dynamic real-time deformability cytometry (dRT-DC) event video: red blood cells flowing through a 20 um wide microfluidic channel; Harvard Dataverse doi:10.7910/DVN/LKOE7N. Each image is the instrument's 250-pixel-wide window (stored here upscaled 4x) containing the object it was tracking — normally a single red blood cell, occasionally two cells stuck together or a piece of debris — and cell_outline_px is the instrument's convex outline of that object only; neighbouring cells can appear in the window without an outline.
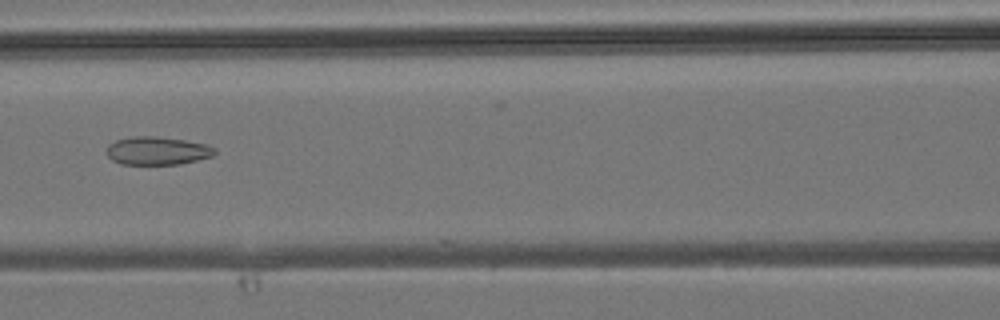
{"species": "common noctule bat (a hibernating species)", "species_latin": "Nyctalus noctula", "temperature_condition": "room temperature", "stored_images_in_passage": 43, "camera_frame_rate_fps": 3000, "um_per_image_px": 0.085, "animal": {"sex": "male", "body_mass_g": 19.2, "forearm_length_mm": 51.8}, "frame": {"image": 1, "passage_image": 19, "time_ms": 6.0, "image_size_px": [1000, 320], "cell_outline_px": [[216, 152], [212, 156], [180, 164], [120, 164], [112, 160], [108, 156], [108, 144], [116, 140], [132, 136], [156, 136], [184, 140], [208, 144], [216, 148]], "centroid_in_image_um": [13.38, 12.81], "position_along_channel_um": 153.2, "area_um2": 17.74}}
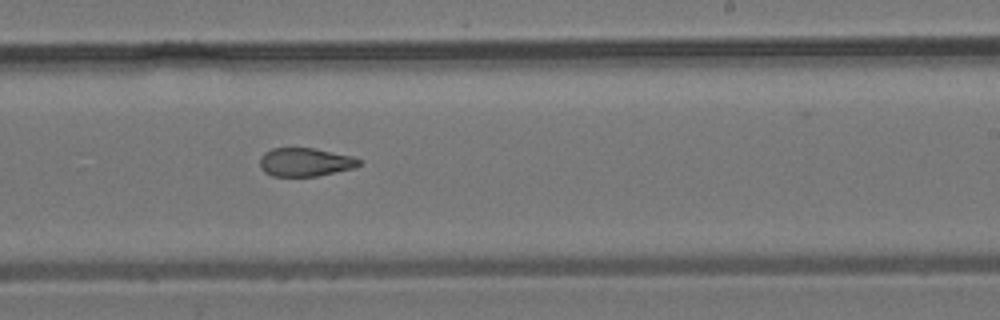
{"frame": {"image": 2, "passage_image": 26, "time_ms": 8.333, "image_size_px": [1000, 320], "cell_outline_px": [[360, 164], [356, 168], [316, 176], [272, 176], [264, 172], [260, 168], [260, 156], [264, 152], [272, 148], [316, 148], [352, 156], [360, 160]], "centroid_in_image_um": [25.93, 13.78], "position_along_channel_um": 263.1, "area_um2": 16.59}}
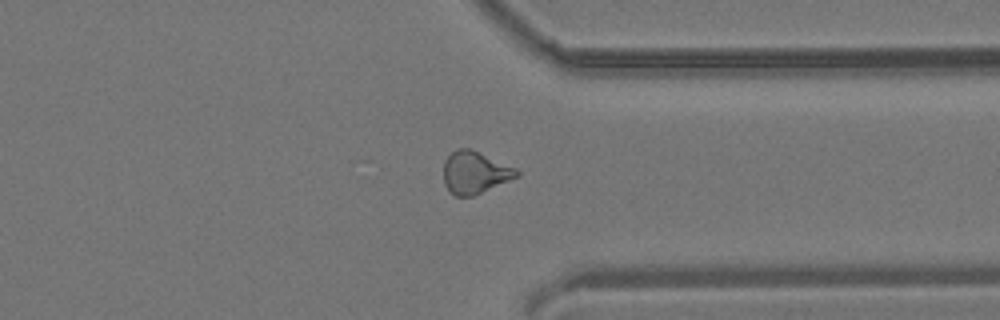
{"frame": {"image": 3, "passage_image": 33, "time_ms": 10.667, "image_size_px": [1000, 320], "cell_outline_px": [[520, 176], [472, 196], [456, 196], [448, 192], [444, 184], [444, 160], [456, 148], [468, 148], [516, 168], [520, 172]], "centroid_in_image_um": [40.34, 14.67], "position_along_channel_um": 371.1, "area_um2": 17.92}}